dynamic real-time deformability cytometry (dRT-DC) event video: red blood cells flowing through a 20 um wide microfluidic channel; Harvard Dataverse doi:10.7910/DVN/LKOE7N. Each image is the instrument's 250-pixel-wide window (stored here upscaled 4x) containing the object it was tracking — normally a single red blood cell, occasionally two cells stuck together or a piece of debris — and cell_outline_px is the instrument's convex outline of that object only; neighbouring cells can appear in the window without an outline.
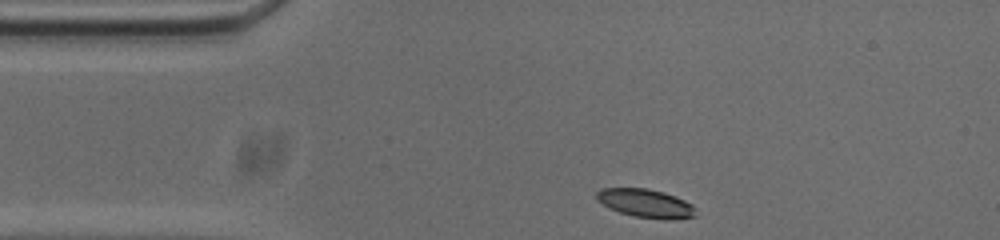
{"species": "common noctule bat (a hibernating species)", "species_latin": "Nyctalus noctula", "temperature_condition": "cold", "stored_images_in_passage": 36, "camera_frame_rate_fps": 3000, "um_per_image_px": 0.085, "animal": {"sex": "male", "body_mass_g": 20.0, "forearm_length_mm": 53.3}, "frame": {"image": 1, "passage_image": 1, "time_ms": 0.0, "image_size_px": [1000, 240], "cell_outline_px": [[696, 216], [664, 220], [632, 216], [608, 208], [596, 200], [596, 192], [600, 188], [644, 188], [664, 192], [676, 196], [692, 204], [696, 208]], "centroid_in_image_um": [54.87, 17.28], "position_along_channel_um": 30.1, "area_um2": 16.65}}
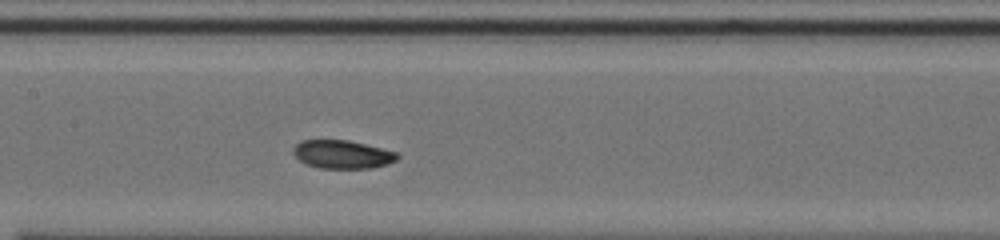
{"frame": {"image": 2, "passage_image": 16, "time_ms": 5.0, "image_size_px": [1000, 240], "cell_outline_px": [[400, 156], [396, 160], [388, 164], [372, 168], [320, 168], [304, 164], [292, 152], [292, 148], [300, 140], [348, 140], [396, 152]], "centroid_in_image_um": [29.07, 13.12], "position_along_channel_um": 178.3, "area_um2": 17.17}}
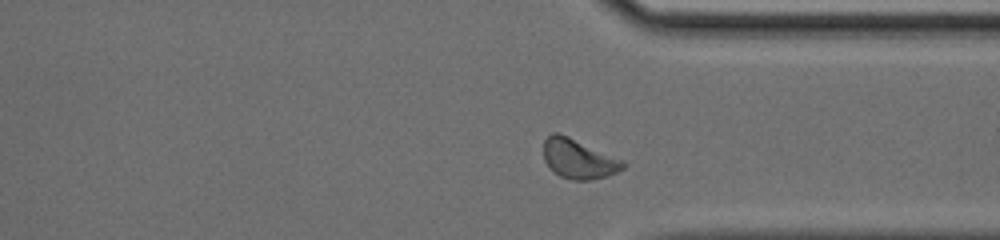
{"frame": {"image": 3, "passage_image": 31, "time_ms": 10.0, "image_size_px": [1000, 240], "cell_outline_px": [[624, 168], [616, 172], [592, 180], [572, 180], [560, 176], [544, 160], [544, 140], [552, 132], [560, 132], [624, 160]], "centroid_in_image_um": [49.18, 13.48], "position_along_channel_um": 362.2, "area_um2": 18.21}, "authors_computed_cell_mechanics": {"area_um2": 17.5423, "velocity_mm_per_s": 3.7039, "shape_relaxation_time_tau1_ms": 3.1495, "shape_relaxation_time_tau2_ms": 9.3146, "deformation_change_tau1": 0.1255, "deformation_change_tau2": 0.1022}}